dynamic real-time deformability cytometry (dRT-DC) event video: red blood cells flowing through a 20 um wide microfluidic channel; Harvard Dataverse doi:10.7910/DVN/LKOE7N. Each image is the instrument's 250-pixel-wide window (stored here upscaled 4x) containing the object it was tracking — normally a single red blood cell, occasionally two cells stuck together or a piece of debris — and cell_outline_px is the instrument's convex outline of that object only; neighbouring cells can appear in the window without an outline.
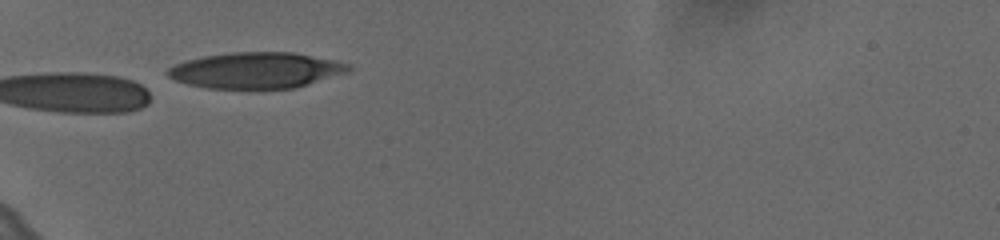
{"species": "human", "species_latin": "Homo sapiens", "temperature_condition": "cold", "stored_images_in_passage": 11, "camera_frame_rate_fps": 3000, "um_per_image_px": 0.085, "donor": {"sex": "female"}, "frame": {"image": 1, "passage_image": 1, "time_ms": 0.0, "image_size_px": [1000, 240], "cell_outline_px": [[352, 68], [348, 72], [292, 88], [208, 88], [188, 84], [176, 80], [168, 76], [168, 68], [176, 64], [188, 60], [204, 56], [232, 52], [292, 52], [352, 64]], "centroid_in_image_um": [21.77, 5.97], "position_along_channel_um": 63.2, "area_um2": 37.34}}
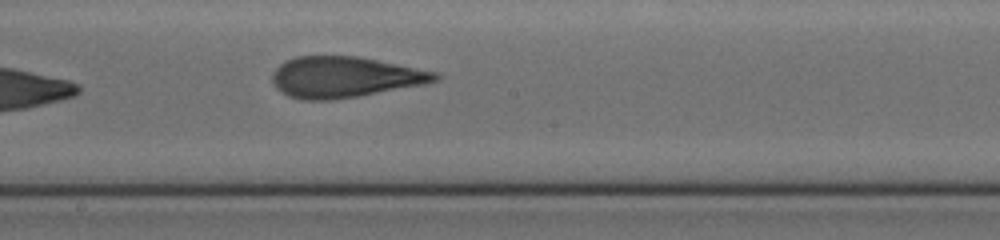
{"frame": {"image": 2, "passage_image": 11, "time_ms": 3.333, "image_size_px": [1000, 240], "cell_outline_px": [[440, 76], [436, 80], [424, 84], [356, 96], [332, 100], [300, 100], [288, 96], [276, 88], [272, 80], [272, 72], [284, 60], [296, 56], [356, 56], [436, 72]], "centroid_in_image_um": [29.21, 6.55], "position_along_channel_um": 219.0, "area_um2": 38.44}}